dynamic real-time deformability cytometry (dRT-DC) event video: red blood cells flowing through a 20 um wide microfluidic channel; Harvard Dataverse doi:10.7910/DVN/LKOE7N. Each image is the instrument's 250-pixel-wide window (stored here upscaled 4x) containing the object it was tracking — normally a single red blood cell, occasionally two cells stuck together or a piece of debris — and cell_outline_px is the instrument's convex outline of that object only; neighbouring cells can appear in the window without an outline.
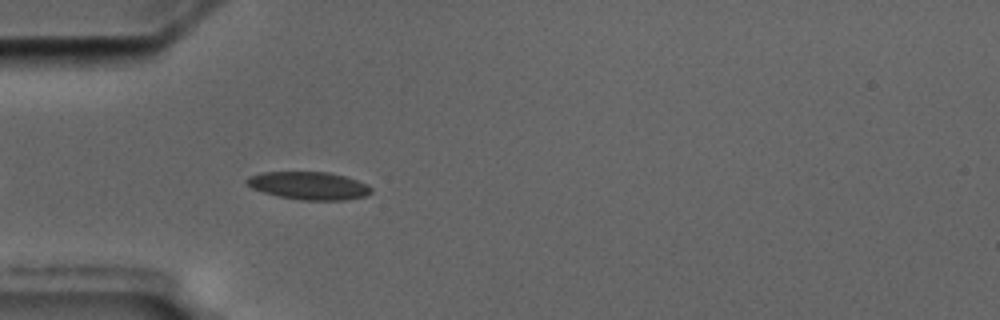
{"species": "common noctule bat (a hibernating species)", "species_latin": "Nyctalus noctula", "temperature_condition": "cold", "stored_images_in_passage": 4, "camera_frame_rate_fps": 3000, "um_per_image_px": 0.085, "animal": {"sex": "male", "body_mass_g": 17.5, "forearm_length_mm": 52.3}, "frame": {"image": 1, "passage_image": 4, "time_ms": 3.333, "image_size_px": [1000, 320], "cell_outline_px": [[372, 192], [364, 196], [344, 200], [300, 200], [276, 196], [252, 188], [244, 180], [248, 176], [264, 172], [328, 172], [344, 176], [368, 184], [372, 188]], "centroid_in_image_um": [26.24, 15.78], "position_along_channel_um": 58.8, "area_um2": 20.17}}